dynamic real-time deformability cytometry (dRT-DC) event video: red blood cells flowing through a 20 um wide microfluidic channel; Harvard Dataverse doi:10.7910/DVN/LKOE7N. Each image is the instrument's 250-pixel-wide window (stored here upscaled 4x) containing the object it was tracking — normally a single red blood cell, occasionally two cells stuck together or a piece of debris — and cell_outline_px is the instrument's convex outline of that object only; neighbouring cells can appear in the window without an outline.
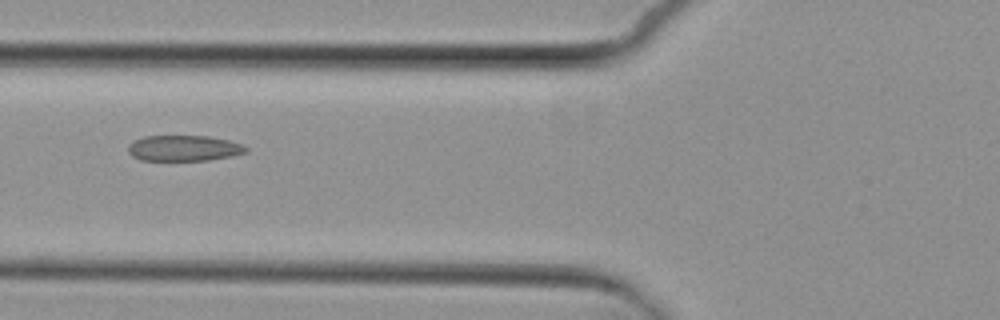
{"species": "common noctule bat (a hibernating species)", "species_latin": "Nyctalus noctula", "temperature_condition": "cold", "stored_images_in_passage": 6, "camera_frame_rate_fps": 3000, "um_per_image_px": 0.085, "animal": {"sex": "female", "body_mass_g": 29.2, "forearm_length_mm": 56.3}, "frame": {"image": 1, "passage_image": 4, "time_ms": 3.333, "image_size_px": [1000, 320], "cell_outline_px": [[248, 152], [232, 156], [208, 160], [140, 160], [132, 156], [128, 152], [128, 144], [144, 136], [208, 136], [228, 140], [240, 144], [248, 148]], "centroid_in_image_um": [15.62, 12.6], "position_along_channel_um": 110.2, "area_um2": 17.63}}
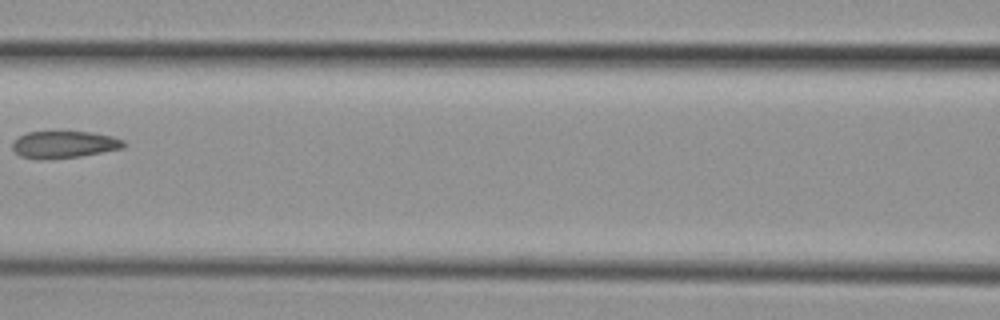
{"frame": {"image": 2, "passage_image": 5, "time_ms": 4.667, "image_size_px": [1000, 320], "cell_outline_px": [[128, 144], [124, 148], [80, 156], [48, 160], [36, 160], [20, 156], [12, 148], [12, 144], [20, 136], [28, 132], [92, 132], [112, 136], [124, 140]], "centroid_in_image_um": [5.48, 12.3], "position_along_channel_um": 161.1, "area_um2": 17.69}}
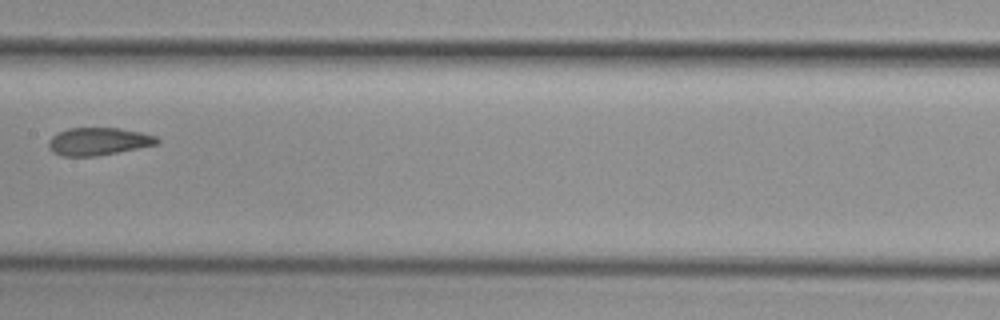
{"frame": {"image": 3, "passage_image": 6, "time_ms": 5.667, "image_size_px": [1000, 320], "cell_outline_px": [[160, 140], [156, 144], [96, 156], [64, 156], [52, 152], [48, 148], [48, 140], [56, 132], [68, 128], [120, 128], [140, 132], [156, 136]], "centroid_in_image_um": [8.3, 12.01], "position_along_channel_um": 199.1, "area_um2": 17.4}}